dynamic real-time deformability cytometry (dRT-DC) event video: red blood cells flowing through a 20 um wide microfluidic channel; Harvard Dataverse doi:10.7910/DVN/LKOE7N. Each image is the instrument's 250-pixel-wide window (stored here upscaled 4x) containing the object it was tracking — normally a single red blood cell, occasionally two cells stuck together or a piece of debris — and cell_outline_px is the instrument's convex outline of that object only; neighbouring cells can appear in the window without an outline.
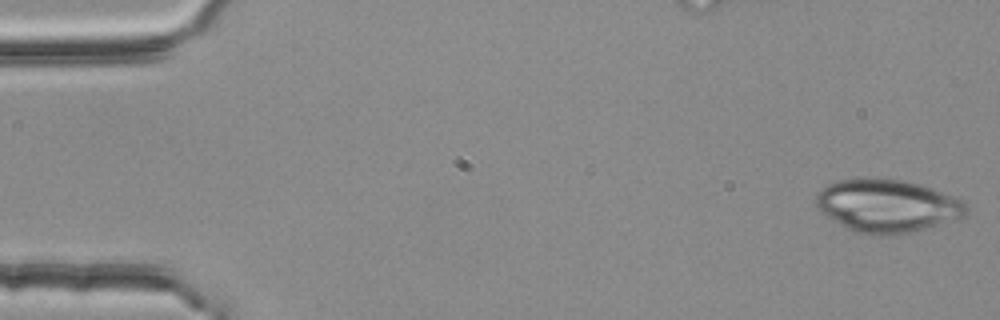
{"species": "common noctule bat (a hibernating species)", "species_latin": "Nyctalus noctula", "temperature_condition": "room temperature", "stored_images_in_passage": 53, "camera_frame_rate_fps": 3000, "um_per_image_px": 0.085, "animal": {"sex": "female", "body_mass_g": 25.1}, "frame": {"image": 1, "passage_image": 1, "time_ms": 0.0, "image_size_px": [1000, 320], "cell_outline_px": [[968, 208], [964, 216], [908, 232], [888, 236], [876, 236], [856, 232], [840, 224], [828, 216], [816, 204], [816, 196], [828, 184], [836, 180], [868, 176], [880, 176], [904, 180], [920, 184], [932, 188], [952, 196], [968, 204]], "centroid_in_image_um": [75.39, 17.45], "position_along_channel_um": 9.6, "area_um2": 46.18}}
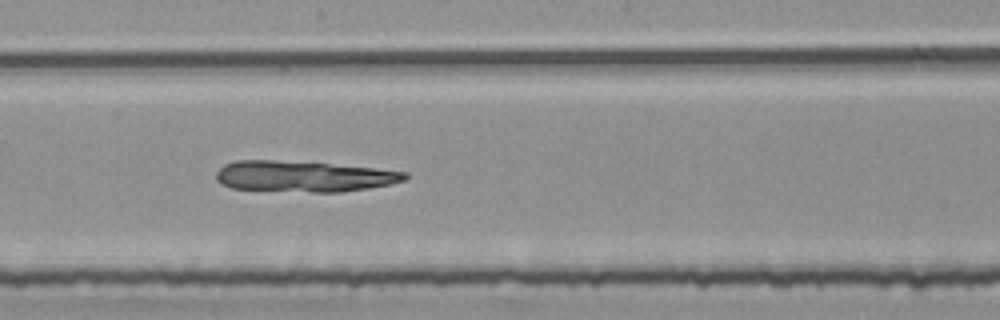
{"frame": {"image": 2, "passage_image": 29, "time_ms": 9.333, "image_size_px": [1000, 320], "cell_outline_px": [[408, 176], [404, 180], [388, 184], [368, 188], [344, 192], [312, 192], [232, 188], [220, 184], [216, 180], [216, 172], [224, 164], [236, 160], [276, 160], [328, 164], [376, 168], [408, 172]], "centroid_in_image_um": [25.78, 14.99], "position_along_channel_um": 222.4, "area_um2": 33.87}}
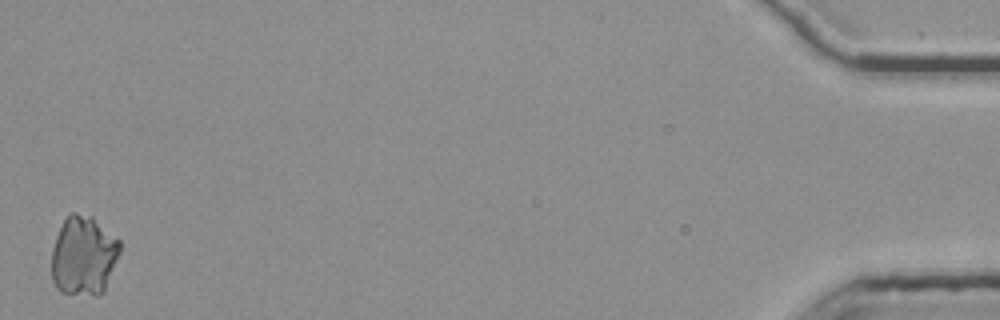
{"frame": {"image": 3, "passage_image": 53, "time_ms": 17.333, "image_size_px": [1000, 320], "cell_outline_px": [[120, 252], [104, 292], [100, 296], [96, 296], [60, 292], [56, 288], [52, 280], [52, 248], [56, 236], [64, 220], [72, 212], [76, 212], [92, 216], [120, 240]], "centroid_in_image_um": [7.11, 21.75], "position_along_channel_um": 428.1, "area_um2": 31.91}}